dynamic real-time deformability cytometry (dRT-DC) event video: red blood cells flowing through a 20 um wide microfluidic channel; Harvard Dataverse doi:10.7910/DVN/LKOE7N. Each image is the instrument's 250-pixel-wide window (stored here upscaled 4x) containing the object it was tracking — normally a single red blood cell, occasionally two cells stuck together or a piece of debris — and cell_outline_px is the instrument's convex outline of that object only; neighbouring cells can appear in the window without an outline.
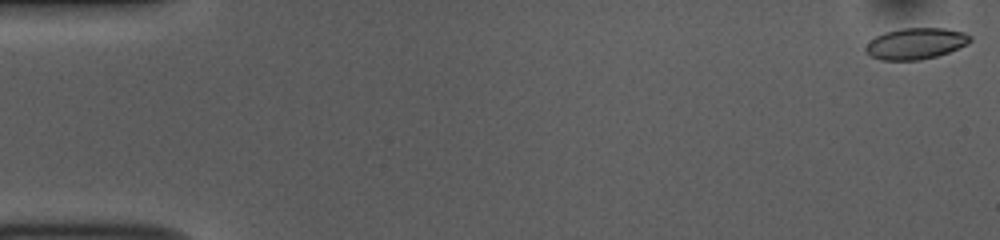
{"species": "common noctule bat (a hibernating species)", "species_latin": "Nyctalus noctula", "temperature_condition": "room temperature", "stored_images_in_passage": 52, "camera_frame_rate_fps": 3000, "um_per_image_px": 0.085, "animal": {"sex": "female", "body_mass_g": 10.0, "forearm_length_mm": 53.1}, "frame": {"image": 1, "passage_image": 1, "time_ms": 0.0, "image_size_px": [1000, 240], "cell_outline_px": [[972, 40], [968, 44], [948, 52], [936, 56], [920, 60], [880, 60], [864, 52], [864, 48], [876, 36], [884, 32], [900, 28], [944, 28], [964, 32], [972, 36]], "centroid_in_image_um": [77.85, 3.7], "position_along_channel_um": 7.2, "area_um2": 19.07}}
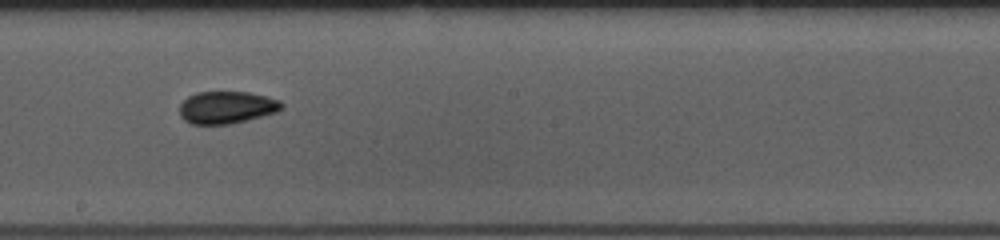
{"frame": {"image": 2, "passage_image": 29, "time_ms": 9.333, "image_size_px": [1000, 240], "cell_outline_px": [[284, 108], [276, 112], [232, 124], [192, 124], [184, 120], [180, 116], [180, 104], [188, 96], [196, 92], [248, 92], [280, 100], [284, 104]], "centroid_in_image_um": [19.27, 9.13], "position_along_channel_um": 228.9, "area_um2": 19.25}}
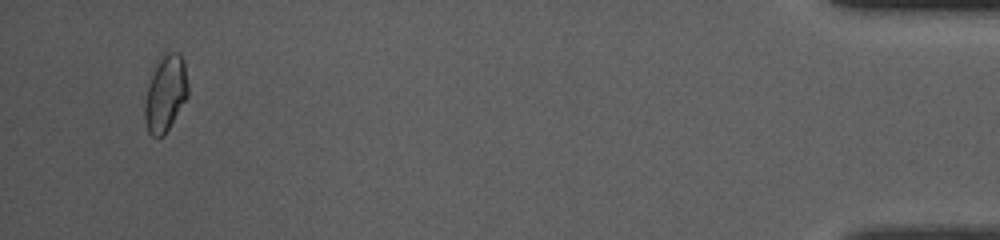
{"frame": {"image": 3, "passage_image": 50, "time_ms": 16.333, "image_size_px": [1000, 240], "cell_outline_px": [[188, 96], [164, 136], [152, 136], [148, 132], [144, 120], [144, 104], [148, 84], [160, 56], [168, 52], [180, 52], [184, 60], [188, 84]], "centroid_in_image_um": [14.07, 7.94], "position_along_channel_um": 421.1, "area_um2": 19.31}, "authors_computed_cell_mechanics": {"area_um2": 19.0162, "velocity_mm_per_s": 3.8581, "shape_relaxation_time_tau1_ms": null, "shape_relaxation_time_tau2_ms": 1.6401, "deformation_change_tau1": null, "deformation_change_tau2": 0.0626}}